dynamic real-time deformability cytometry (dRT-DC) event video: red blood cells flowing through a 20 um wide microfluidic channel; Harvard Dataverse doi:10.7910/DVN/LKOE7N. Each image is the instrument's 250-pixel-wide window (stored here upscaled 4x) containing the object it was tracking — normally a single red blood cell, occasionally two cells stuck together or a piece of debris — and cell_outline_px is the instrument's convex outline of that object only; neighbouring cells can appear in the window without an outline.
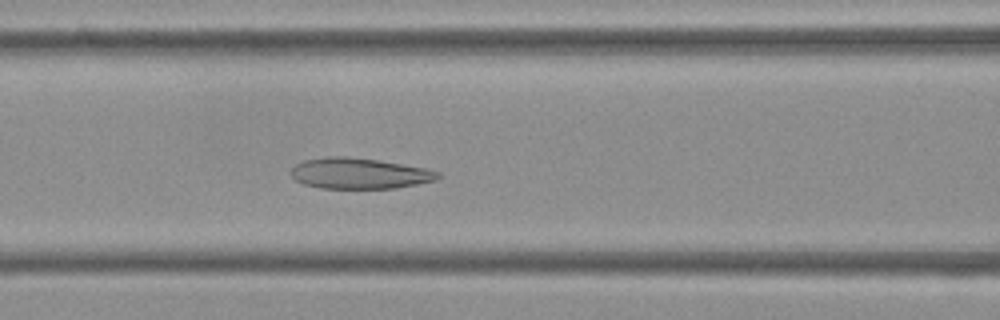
{"species": "Egyptian fruit bat (a non-hibernating species)", "species_latin": "Rousettus aegyptiacus", "temperature_condition": "cold", "stored_images_in_passage": 53, "camera_frame_rate_fps": 3000, "um_per_image_px": 0.085, "frame": {"image": 1, "passage_image": 22, "time_ms": 7.0, "image_size_px": [1000, 320], "cell_outline_px": [[440, 176], [436, 180], [396, 188], [320, 188], [304, 184], [296, 180], [288, 172], [296, 164], [304, 160], [324, 156], [348, 156], [376, 160], [424, 168], [440, 172]], "centroid_in_image_um": [30.49, 14.73], "position_along_channel_um": 136.1, "area_um2": 26.3}}
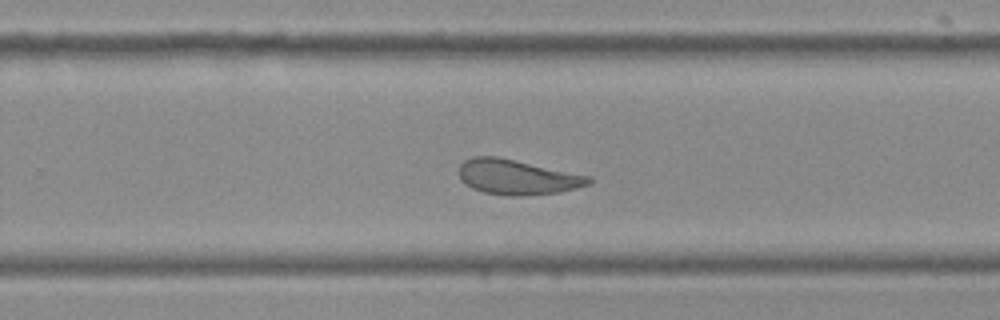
{"frame": {"image": 2, "passage_image": 34, "time_ms": 11.0, "image_size_px": [1000, 320], "cell_outline_px": [[592, 180], [588, 184], [576, 188], [560, 192], [520, 196], [508, 196], [484, 192], [472, 188], [460, 180], [456, 172], [460, 164], [464, 160], [472, 156], [496, 156], [592, 176]], "centroid_in_image_um": [43.92, 15.04], "position_along_channel_um": 285.9, "area_um2": 26.7}}
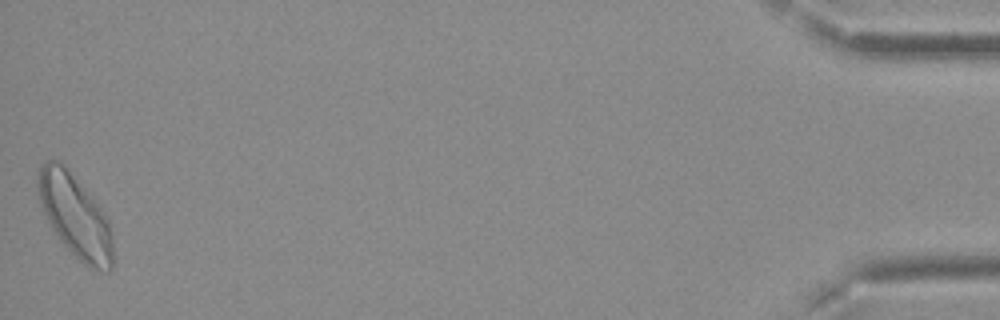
{"frame": {"image": 3, "passage_image": 53, "time_ms": 17.333, "image_size_px": [1000, 320], "cell_outline_px": [[112, 268], [108, 272], [96, 272], [88, 268], [60, 240], [52, 228], [44, 212], [40, 200], [36, 184], [36, 180], [40, 168], [44, 160], [60, 160], [64, 164], [100, 208], [108, 220], [112, 232]], "centroid_in_image_um": [6.39, 18.38], "position_along_channel_um": 428.8, "area_um2": 35.89}, "authors_computed_cell_mechanics": {"area_um2": 28.4954, "velocity_mm_per_s": 3.75, "shape_relaxation_time_tau1_ms": 10.69, "shape_relaxation_time_tau2_ms": 2.1021, "deformation_change_tau1": 0.19, "deformation_change_tau2": 0.0785}}